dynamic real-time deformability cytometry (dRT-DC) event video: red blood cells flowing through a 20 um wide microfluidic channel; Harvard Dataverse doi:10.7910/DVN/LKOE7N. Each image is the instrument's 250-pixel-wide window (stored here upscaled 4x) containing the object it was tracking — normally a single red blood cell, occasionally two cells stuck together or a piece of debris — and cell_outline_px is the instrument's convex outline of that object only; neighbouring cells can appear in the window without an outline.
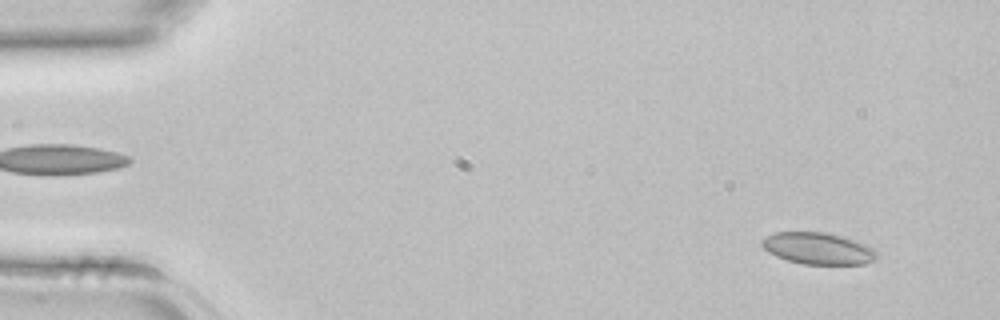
{"species": "common noctule bat (a hibernating species)", "species_latin": "Nyctalus noctula", "temperature_condition": "room temperature", "stored_images_in_passage": 8, "camera_frame_rate_fps": 3000, "um_per_image_px": 0.085, "animal": {"sex": "female", "body_mass_g": 22.7, "forearm_length_mm": 54.2}, "frame": {"image": 1, "passage_image": 3, "time_ms": 0.667, "image_size_px": [1000, 320], "cell_outline_px": [[880, 256], [876, 260], [864, 264], [804, 264], [788, 260], [776, 256], [768, 252], [760, 244], [760, 240], [776, 232], [824, 232], [840, 236], [864, 244], [872, 248]], "centroid_in_image_um": [69.53, 21.13], "position_along_channel_um": 15.5, "area_um2": 21.1}}